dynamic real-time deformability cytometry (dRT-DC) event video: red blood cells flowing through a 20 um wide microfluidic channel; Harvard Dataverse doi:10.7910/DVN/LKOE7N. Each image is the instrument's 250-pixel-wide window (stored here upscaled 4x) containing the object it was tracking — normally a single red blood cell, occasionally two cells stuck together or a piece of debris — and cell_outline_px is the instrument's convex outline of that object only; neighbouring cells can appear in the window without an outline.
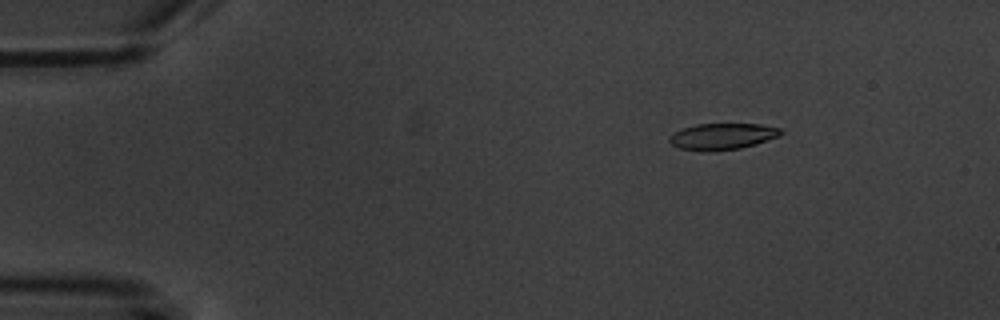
{"species": "common noctule bat (a hibernating species)", "species_latin": "Nyctalus noctula", "temperature_condition": "warm", "stored_images_in_passage": 5, "camera_frame_rate_fps": 3000, "um_per_image_px": 0.085, "animal": {"sex": "male", "body_mass_g": 20.1, "forearm_length_mm": 53.5}, "frame": {"image": 1, "passage_image": 2, "time_ms": 1.0, "image_size_px": [1000, 320], "cell_outline_px": [[784, 132], [780, 136], [756, 144], [740, 148], [716, 152], [704, 152], [680, 148], [672, 144], [668, 140], [676, 132], [684, 128], [696, 124], [760, 124], [780, 128]], "centroid_in_image_um": [61.45, 11.61], "position_along_channel_um": 23.6, "area_um2": 17.17}}
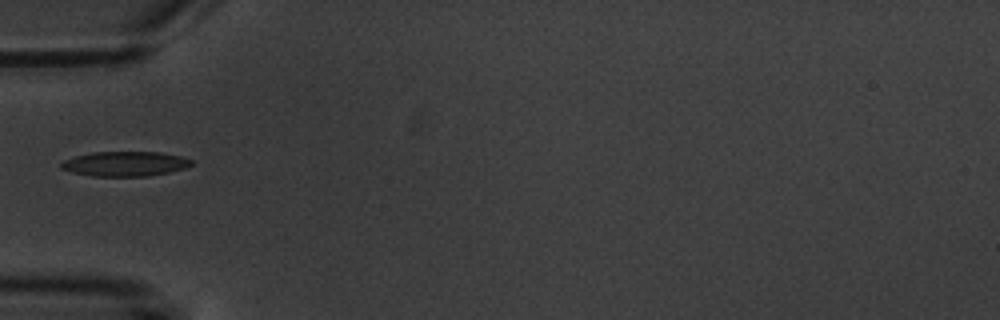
{"frame": {"image": 2, "passage_image": 5, "time_ms": 4.667, "image_size_px": [1000, 320], "cell_outline_px": [[192, 164], [184, 168], [168, 172], [148, 176], [92, 176], [72, 172], [60, 168], [60, 164], [64, 160], [76, 156], [92, 152], [160, 152], [180, 156], [192, 160]], "centroid_in_image_um": [10.6, 13.92], "position_along_channel_um": 74.4, "area_um2": 18.67}}